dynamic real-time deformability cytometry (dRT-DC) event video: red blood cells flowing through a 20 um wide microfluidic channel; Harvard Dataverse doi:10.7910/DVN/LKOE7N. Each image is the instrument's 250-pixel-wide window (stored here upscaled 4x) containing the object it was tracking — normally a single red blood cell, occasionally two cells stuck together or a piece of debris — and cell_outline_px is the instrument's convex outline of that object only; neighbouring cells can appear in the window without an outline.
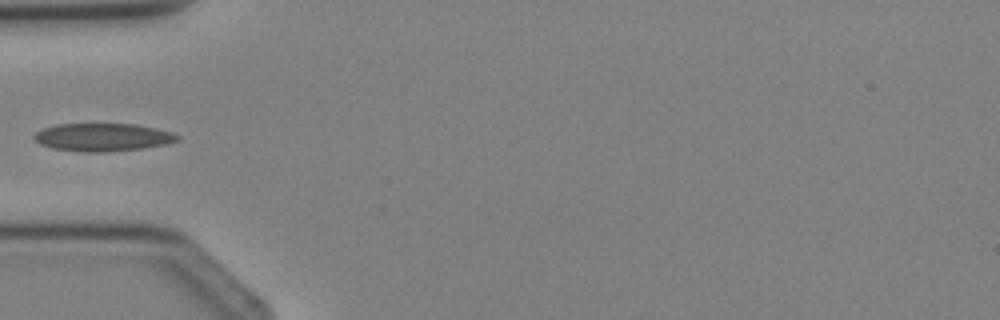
{"species": "Egyptian fruit bat (a non-hibernating species)", "species_latin": "Rousettus aegyptiacus", "temperature_condition": "cold", "stored_images_in_passage": 1, "camera_frame_rate_fps": 3000, "um_per_image_px": 0.085, "animal": {"sex": "female"}, "frame": {"image": 1, "passage_image": 1, "time_ms": 0.0, "image_size_px": [1000, 320], "cell_outline_px": [[180, 140], [168, 144], [144, 148], [104, 152], [80, 152], [52, 148], [40, 144], [32, 136], [40, 128], [56, 124], [136, 124], [156, 128], [172, 132], [180, 136]], "centroid_in_image_um": [8.74, 11.66], "position_along_channel_um": 76.3, "area_um2": 23.58}}